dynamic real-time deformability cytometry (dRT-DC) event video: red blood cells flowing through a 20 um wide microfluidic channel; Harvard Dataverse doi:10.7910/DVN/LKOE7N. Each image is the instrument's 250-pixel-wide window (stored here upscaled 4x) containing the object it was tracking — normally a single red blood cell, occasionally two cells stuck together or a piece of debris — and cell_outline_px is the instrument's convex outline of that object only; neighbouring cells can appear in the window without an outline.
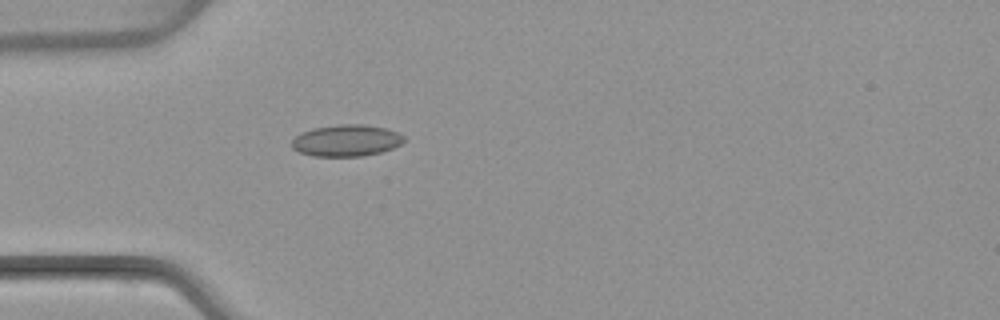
{"species": "common noctule bat (a hibernating species)", "species_latin": "Nyctalus noctula", "temperature_condition": "warm", "stored_images_in_passage": 2, "camera_frame_rate_fps": 3000, "um_per_image_px": 0.085, "animal": {"sex": "female", "body_mass_g": 22.7, "forearm_length_mm": 54.2}, "frame": {"image": 1, "passage_image": 2, "time_ms": 1.0, "image_size_px": [1000, 320], "cell_outline_px": [[404, 140], [400, 144], [392, 148], [380, 152], [364, 156], [312, 156], [300, 152], [292, 148], [292, 140], [300, 132], [312, 128], [340, 124], [364, 124], [384, 128], [400, 132], [404, 136]], "centroid_in_image_um": [29.43, 11.94], "position_along_channel_um": 55.6, "area_um2": 20.75}}